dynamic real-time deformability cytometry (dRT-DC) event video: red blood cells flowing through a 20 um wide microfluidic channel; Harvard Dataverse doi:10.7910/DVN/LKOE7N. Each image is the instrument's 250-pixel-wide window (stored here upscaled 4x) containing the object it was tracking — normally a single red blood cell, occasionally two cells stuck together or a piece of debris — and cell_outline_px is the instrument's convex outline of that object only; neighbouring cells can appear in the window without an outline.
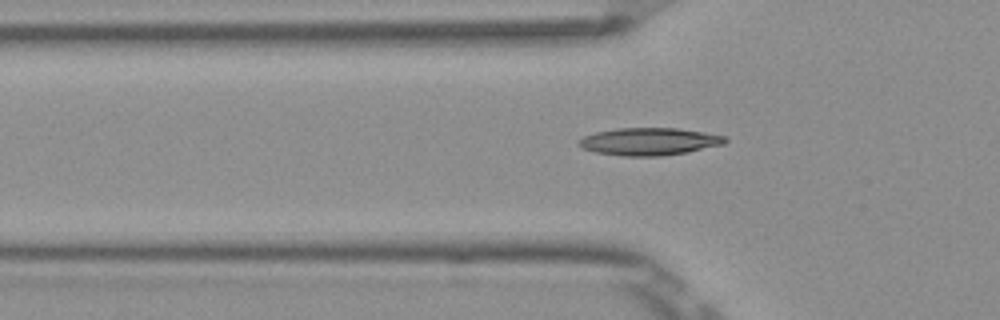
{"species": "Egyptian fruit bat (a non-hibernating species)", "species_latin": "Rousettus aegyptiacus", "temperature_condition": "room temperature", "stored_images_in_passage": 7, "camera_frame_rate_fps": 3000, "um_per_image_px": 0.085, "frame": {"image": 1, "passage_image": 7, "time_ms": 2.0, "image_size_px": [1000, 320], "cell_outline_px": [[728, 140], [724, 144], [688, 152], [660, 156], [624, 156], [596, 152], [584, 148], [576, 140], [584, 136], [596, 132], [616, 128], [676, 128], [704, 132], [724, 136]], "centroid_in_image_um": [55.19, 12.02], "position_along_channel_um": 70.6, "area_um2": 23.29}}